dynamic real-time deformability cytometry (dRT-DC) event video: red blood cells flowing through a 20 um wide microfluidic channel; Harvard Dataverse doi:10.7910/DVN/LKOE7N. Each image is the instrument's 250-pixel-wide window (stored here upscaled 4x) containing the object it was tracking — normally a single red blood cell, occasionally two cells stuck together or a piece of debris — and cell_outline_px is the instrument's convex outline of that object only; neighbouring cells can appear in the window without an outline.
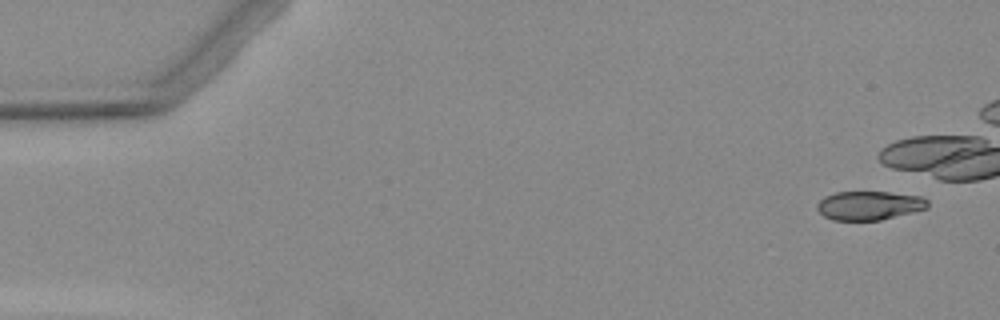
{"species": "Egyptian fruit bat (a non-hibernating species)", "species_latin": "Rousettus aegyptiacus", "temperature_condition": "warm", "stored_images_in_passage": 8, "camera_frame_rate_fps": 3000, "um_per_image_px": 0.085, "animal": {"sex": "female"}, "frame": {"image": 1, "passage_image": 1, "time_ms": 0.0, "image_size_px": [1000, 320], "cell_outline_px": [[928, 208], [880, 220], [832, 220], [824, 216], [816, 208], [816, 204], [824, 196], [836, 192], [888, 192], [920, 196], [928, 200]], "centroid_in_image_um": [73.86, 17.46], "position_along_channel_um": 11.1, "area_um2": 18.55}}